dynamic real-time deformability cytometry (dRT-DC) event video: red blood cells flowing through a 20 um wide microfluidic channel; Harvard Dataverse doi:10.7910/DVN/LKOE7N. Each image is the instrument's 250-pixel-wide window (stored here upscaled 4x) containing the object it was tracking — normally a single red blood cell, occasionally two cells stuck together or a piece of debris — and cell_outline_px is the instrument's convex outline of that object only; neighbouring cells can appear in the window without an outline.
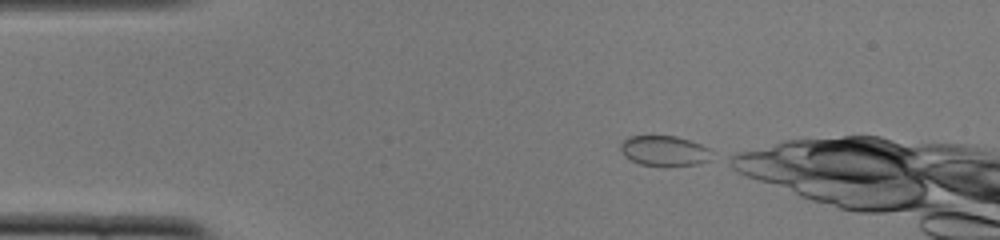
{"species": "common noctule bat (a hibernating species)", "species_latin": "Nyctalus noctula", "temperature_condition": "cold", "stored_images_in_passage": 6, "camera_frame_rate_fps": 3000, "um_per_image_px": 0.085, "animal": {"sex": "female", "body_mass_g": 22.0, "forearm_length_mm": 56.7}, "frame": {"image": 1, "passage_image": 1, "time_ms": 0.0, "image_size_px": [1000, 240], "cell_outline_px": [[708, 160], [696, 164], [664, 168], [640, 164], [624, 156], [620, 148], [620, 144], [628, 136], [676, 136], [700, 144], [708, 148]], "centroid_in_image_um": [56.4, 12.84], "position_along_channel_um": 28.6, "area_um2": 16.13}}